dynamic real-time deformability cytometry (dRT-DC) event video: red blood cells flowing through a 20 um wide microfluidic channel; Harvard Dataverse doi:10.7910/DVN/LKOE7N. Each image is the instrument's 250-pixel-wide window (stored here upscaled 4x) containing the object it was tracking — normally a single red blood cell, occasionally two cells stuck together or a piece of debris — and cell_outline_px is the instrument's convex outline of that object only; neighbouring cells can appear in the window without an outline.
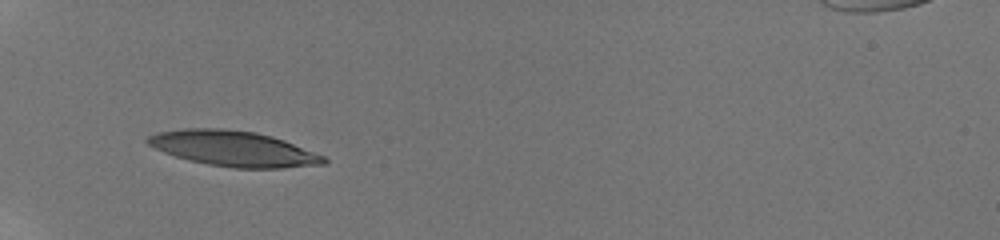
{"species": "human", "species_latin": "Homo sapiens", "temperature_condition": "room temperature", "stored_images_in_passage": 58, "camera_frame_rate_fps": 3000, "um_per_image_px": 0.085, "donor": {"sex": "male"}, "frame": {"image": 1, "passage_image": 1, "time_ms": 0.0, "image_size_px": [1000, 240], "cell_outline_px": [[328, 160], [324, 164], [284, 168], [232, 168], [208, 164], [188, 160], [164, 152], [148, 144], [144, 140], [148, 136], [160, 132], [184, 128], [224, 128], [256, 132], [272, 136], [284, 140], [324, 156]], "centroid_in_image_um": [19.85, 12.63], "position_along_channel_um": 65.2, "area_um2": 36.24}}
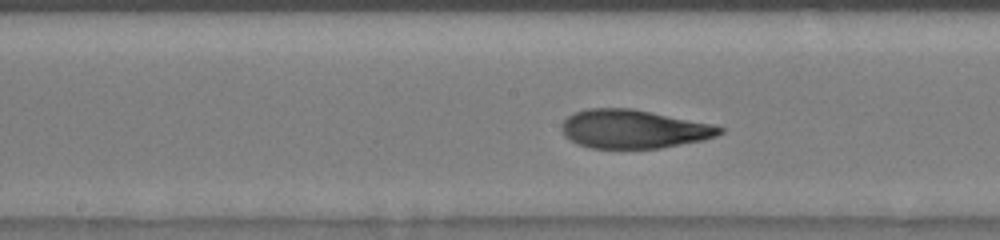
{"frame": {"image": 2, "passage_image": 21, "time_ms": 3.667, "image_size_px": [1000, 240], "cell_outline_px": [[724, 132], [716, 136], [704, 140], [660, 148], [588, 148], [576, 144], [564, 136], [560, 128], [560, 124], [568, 116], [576, 112], [588, 108], [632, 108], [716, 124], [724, 128]], "centroid_in_image_um": [53.86, 10.97], "position_along_channel_um": 194.3, "area_um2": 36.01}}
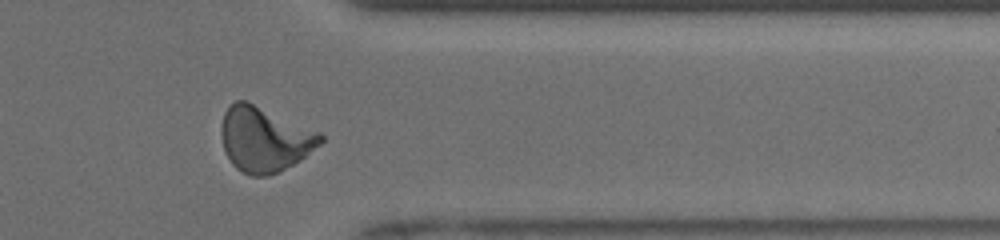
{"frame": {"image": 3, "passage_image": 47, "time_ms": 8.667, "image_size_px": [1000, 240], "cell_outline_px": [[324, 140], [320, 144], [300, 160], [268, 176], [252, 176], [236, 168], [232, 164], [224, 148], [220, 132], [220, 128], [224, 112], [236, 100], [244, 100], [320, 132], [324, 136]], "centroid_in_image_um": [22.47, 11.84], "position_along_channel_um": 388.9, "area_um2": 36.99}, "authors_computed_cell_mechanics": {"area_um2": 35.6048, "velocity_mm_per_s": 3.9373, "shape_relaxation_time_tau1_ms": 4.5837, "shape_relaxation_time_tau2_ms": 1.0415, "deformation_change_tau1": 0.2243, "deformation_change_tau2": 0.0761}}